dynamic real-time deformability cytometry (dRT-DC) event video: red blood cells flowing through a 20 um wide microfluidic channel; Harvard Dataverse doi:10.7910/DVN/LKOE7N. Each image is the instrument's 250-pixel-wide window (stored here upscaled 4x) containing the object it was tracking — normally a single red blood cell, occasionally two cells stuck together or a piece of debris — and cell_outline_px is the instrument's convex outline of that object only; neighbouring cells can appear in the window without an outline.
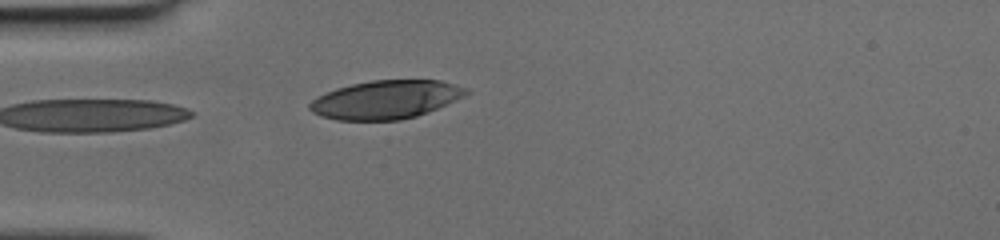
{"species": "human", "species_latin": "Homo sapiens", "temperature_condition": "cold", "stored_images_in_passage": 34, "camera_frame_rate_fps": 3000, "um_per_image_px": 0.085, "donor": {"sex": "female"}, "frame": {"image": 1, "passage_image": 1, "time_ms": 0.0, "image_size_px": [1000, 240], "cell_outline_px": [[472, 92], [464, 96], [428, 112], [416, 116], [400, 120], [336, 120], [320, 116], [312, 112], [308, 108], [308, 104], [316, 96], [336, 88], [352, 84], [372, 80], [440, 80], [468, 88]], "centroid_in_image_um": [32.78, 8.46], "position_along_channel_um": 52.2, "area_um2": 35.14}}
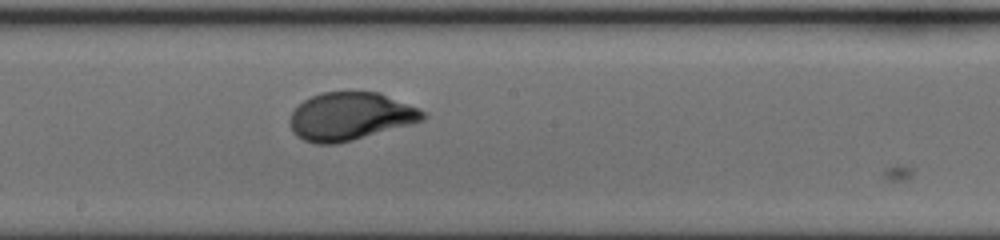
{"frame": {"image": 2, "passage_image": 14, "time_ms": 4.333, "image_size_px": [1000, 240], "cell_outline_px": [[428, 116], [424, 120], [412, 124], [352, 140], [336, 144], [316, 144], [304, 140], [296, 136], [292, 132], [288, 124], [288, 120], [292, 112], [304, 100], [312, 96], [324, 92], [380, 92], [420, 108]], "centroid_in_image_um": [29.78, 9.89], "position_along_channel_um": 218.4, "area_um2": 37.34}}
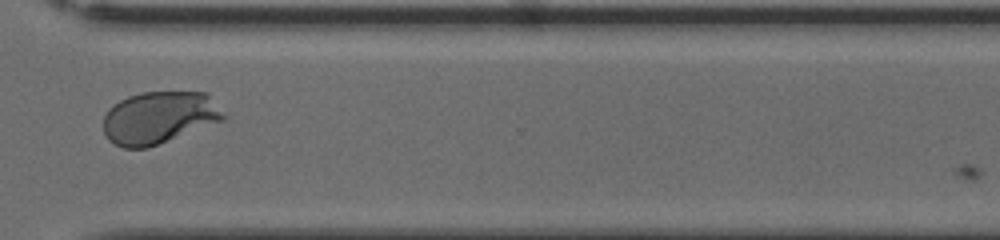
{"frame": {"image": 3, "passage_image": 24, "time_ms": 7.667, "image_size_px": [1000, 240], "cell_outline_px": [[228, 116], [224, 120], [148, 148], [124, 148], [108, 140], [104, 132], [104, 116], [108, 108], [120, 100], [128, 96], [140, 92], [208, 92]], "centroid_in_image_um": [13.55, 9.99], "position_along_channel_um": 357.1, "area_um2": 36.93}}